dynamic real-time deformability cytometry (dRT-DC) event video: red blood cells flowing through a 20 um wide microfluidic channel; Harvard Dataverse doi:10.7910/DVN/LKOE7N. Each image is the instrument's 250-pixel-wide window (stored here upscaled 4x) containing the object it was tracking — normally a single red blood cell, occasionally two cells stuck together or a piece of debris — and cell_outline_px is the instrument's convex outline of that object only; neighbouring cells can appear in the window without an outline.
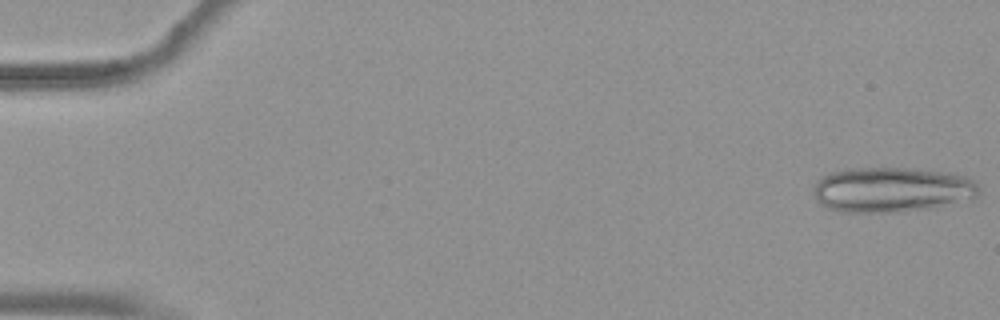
{"species": "common noctule bat (a hibernating species)", "species_latin": "Nyctalus noctula", "temperature_condition": "warm", "stored_images_in_passage": 20, "camera_frame_rate_fps": 3000, "um_per_image_px": 0.085, "animal": {"sex": "female", "body_mass_g": 19.9}, "frame": {"image": 1, "passage_image": 1, "time_ms": 0.0, "image_size_px": [1000, 320], "cell_outline_px": [[980, 188], [976, 196], [928, 208], [896, 212], [844, 212], [828, 208], [820, 204], [816, 200], [812, 192], [812, 188], [824, 176], [832, 172], [844, 168], [912, 168], [948, 172], [964, 176], [972, 180]], "centroid_in_image_um": [75.73, 16.11], "position_along_channel_um": 9.3, "area_um2": 43.12}}